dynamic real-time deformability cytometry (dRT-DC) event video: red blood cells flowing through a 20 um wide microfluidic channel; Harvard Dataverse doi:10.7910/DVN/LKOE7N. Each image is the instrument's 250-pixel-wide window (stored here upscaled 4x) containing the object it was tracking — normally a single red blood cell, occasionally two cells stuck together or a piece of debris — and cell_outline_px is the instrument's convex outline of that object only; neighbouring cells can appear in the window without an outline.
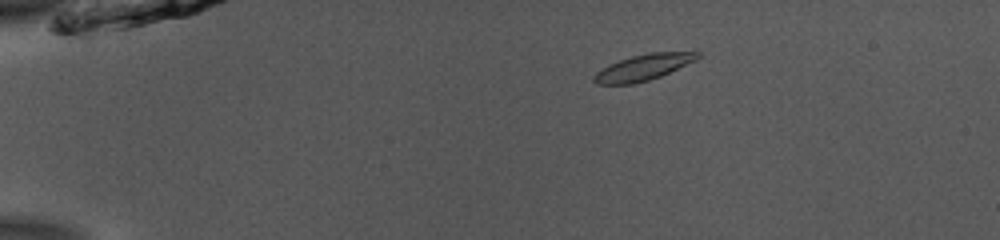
{"species": "common noctule bat (a hibernating species)", "species_latin": "Nyctalus noctula", "temperature_condition": "room temperature", "stored_images_in_passage": 48, "camera_frame_rate_fps": 3000, "um_per_image_px": 0.085, "animal": {"sex": "male", "body_mass_g": 13.0, "forearm_length_mm": 53.1}, "frame": {"image": 1, "passage_image": 5, "time_ms": 1.333, "image_size_px": [1000, 240], "cell_outline_px": [[700, 56], [696, 60], [660, 76], [648, 80], [632, 84], [596, 84], [592, 80], [592, 76], [596, 72], [608, 64], [632, 56], [648, 52], [700, 52]], "centroid_in_image_um": [54.64, 5.73], "position_along_channel_um": 30.4, "area_um2": 15.61}}
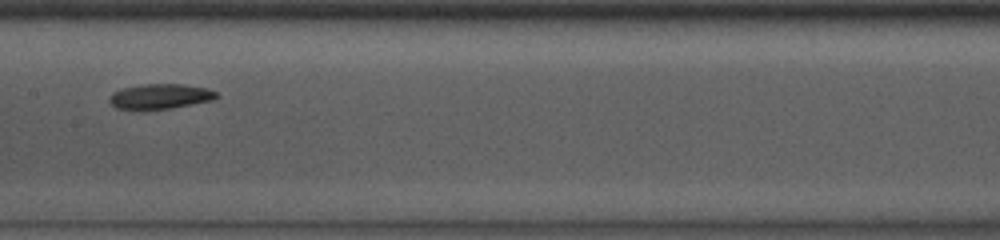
{"frame": {"image": 2, "passage_image": 23, "time_ms": 7.333, "image_size_px": [1000, 240], "cell_outline_px": [[220, 96], [212, 100], [168, 108], [116, 108], [108, 100], [112, 92], [124, 88], [144, 84], [180, 84], [208, 88], [216, 92]], "centroid_in_image_um": [13.64, 8.17], "position_along_channel_um": 193.8, "area_um2": 15.14}}
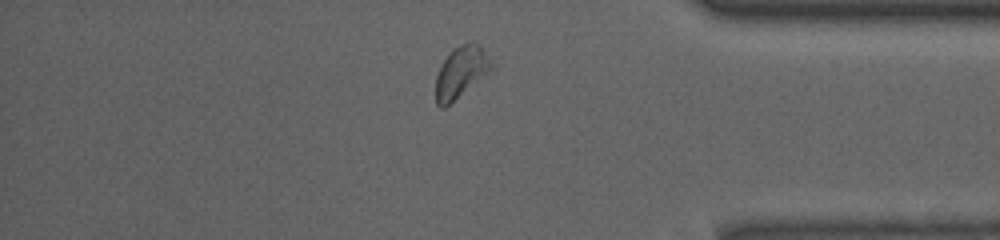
{"frame": {"image": 3, "passage_image": 40, "time_ms": 13.0, "image_size_px": [1000, 240], "cell_outline_px": [[492, 68], [488, 72], [444, 108], [440, 108], [436, 104], [436, 76], [440, 64], [452, 48], [460, 44], [480, 44], [492, 64]], "centroid_in_image_um": [39.12, 6.12], "position_along_channel_um": 396.1, "area_um2": 16.24}, "authors_computed_cell_mechanics": {"area_um2": 15.9817, "velocity_mm_per_s": 3.8427, "shape_relaxation_time_tau1_ms": 2.7294, "shape_relaxation_time_tau2_ms": 7.3852, "deformation_change_tau1": 0.1237, "deformation_change_tau2": 0.0945}}